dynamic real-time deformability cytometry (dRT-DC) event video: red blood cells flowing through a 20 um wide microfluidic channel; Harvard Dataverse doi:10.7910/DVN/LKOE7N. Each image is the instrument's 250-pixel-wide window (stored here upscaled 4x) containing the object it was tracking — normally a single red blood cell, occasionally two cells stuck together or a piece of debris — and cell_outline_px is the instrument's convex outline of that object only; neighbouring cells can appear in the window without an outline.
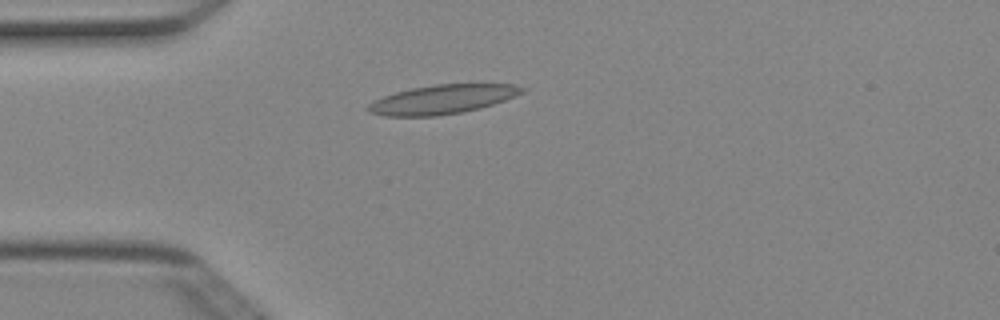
{"species": "Egyptian fruit bat (a non-hibernating species)", "species_latin": "Rousettus aegyptiacus", "temperature_condition": "cold", "stored_images_in_passage": 4, "camera_frame_rate_fps": 3000, "um_per_image_px": 0.085, "animal": {"sex": "female"}, "frame": {"image": 1, "passage_image": 3, "time_ms": 0.667, "image_size_px": [1000, 320], "cell_outline_px": [[528, 88], [524, 92], [504, 100], [480, 108], [464, 112], [436, 116], [384, 116], [368, 112], [364, 108], [368, 104], [384, 96], [396, 92], [412, 88], [436, 84], [516, 84]], "centroid_in_image_um": [37.61, 8.45], "position_along_channel_um": 47.4, "area_um2": 26.13}}